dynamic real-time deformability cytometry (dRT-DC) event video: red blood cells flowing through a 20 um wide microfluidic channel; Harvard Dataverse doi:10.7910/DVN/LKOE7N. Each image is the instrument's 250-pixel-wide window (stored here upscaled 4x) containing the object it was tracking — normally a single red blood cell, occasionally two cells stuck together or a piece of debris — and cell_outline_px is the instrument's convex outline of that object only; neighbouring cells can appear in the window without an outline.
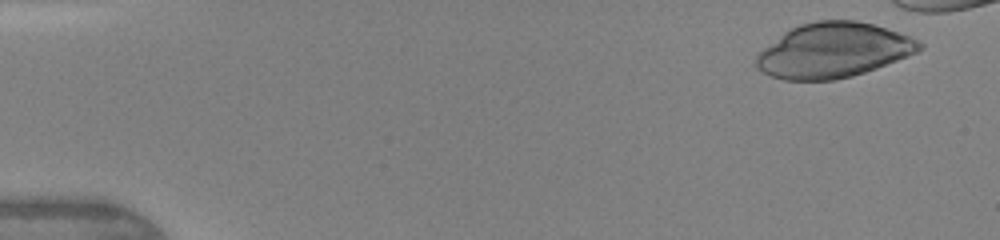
{"species": "human", "species_latin": "Homo sapiens", "temperature_condition": "warm", "stored_images_in_passage": 41, "camera_frame_rate_fps": 3000, "um_per_image_px": 0.085, "donor": {"sex": "female"}, "frame": {"image": 1, "passage_image": 3, "time_ms": 0.667, "image_size_px": [1000, 240], "cell_outline_px": [[924, 48], [916, 52], [876, 68], [852, 76], [836, 80], [784, 80], [772, 76], [756, 68], [756, 56], [764, 48], [784, 32], [800, 24], [816, 20], [856, 20], [872, 24], [908, 36], [924, 44]], "centroid_in_image_um": [70.81, 4.28], "position_along_channel_um": 14.2, "area_um2": 51.56}}
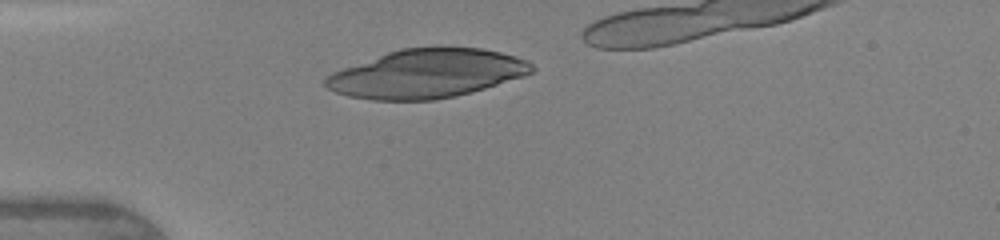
{"frame": {"image": 2, "passage_image": 13, "time_ms": 4.0, "image_size_px": [1000, 240], "cell_outline_px": [[536, 68], [532, 72], [524, 76], [472, 92], [456, 96], [436, 100], [372, 100], [348, 96], [336, 92], [328, 88], [324, 84], [324, 80], [332, 72], [388, 52], [400, 48], [436, 44], [440, 44], [480, 48], [500, 52], [528, 60]], "centroid_in_image_um": [36.31, 6.22], "position_along_channel_um": 48.7, "area_um2": 59.36}}